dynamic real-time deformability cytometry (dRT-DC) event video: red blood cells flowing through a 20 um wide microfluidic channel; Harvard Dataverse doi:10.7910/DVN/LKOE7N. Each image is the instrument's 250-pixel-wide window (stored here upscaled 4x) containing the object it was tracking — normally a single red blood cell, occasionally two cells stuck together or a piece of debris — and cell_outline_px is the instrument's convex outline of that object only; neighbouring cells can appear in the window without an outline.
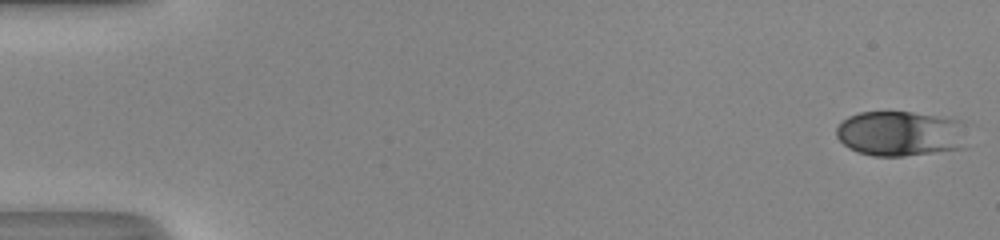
{"species": "human", "species_latin": "Homo sapiens", "temperature_condition": "room temperature", "stored_images_in_passage": 51, "camera_frame_rate_fps": 3000, "um_per_image_px": 0.085, "donor": {"sex": "male"}, "frame": {"image": 1, "passage_image": 1, "time_ms": 0.0, "image_size_px": [1000, 240], "cell_outline_px": [[968, 148], [904, 156], [872, 156], [856, 152], [848, 148], [836, 136], [836, 128], [848, 116], [860, 112], [912, 112], [960, 120]], "centroid_in_image_um": [76.53, 11.37], "position_along_channel_um": 8.5, "area_um2": 34.62}}
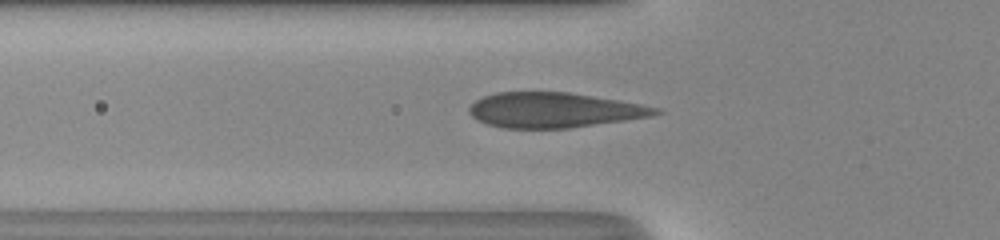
{"frame": {"image": 2, "passage_image": 19, "time_ms": 6.0, "image_size_px": [1000, 240], "cell_outline_px": [[664, 112], [652, 116], [568, 128], [504, 128], [488, 124], [476, 120], [468, 112], [468, 108], [476, 100], [484, 96], [496, 92], [568, 92], [620, 100], [660, 108]], "centroid_in_image_um": [47.09, 9.35], "position_along_channel_um": 78.7, "area_um2": 37.97}}
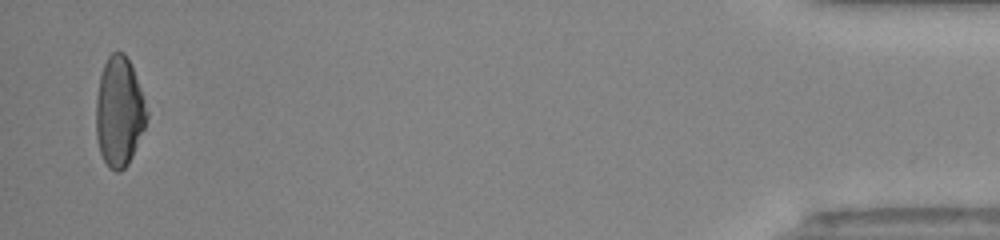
{"frame": {"image": 3, "passage_image": 50, "time_ms": 16.333, "image_size_px": [1000, 240], "cell_outline_px": [[148, 116], [144, 128], [132, 156], [128, 164], [120, 172], [116, 172], [108, 168], [100, 152], [96, 136], [96, 100], [100, 76], [104, 64], [108, 56], [112, 52], [124, 52], [132, 68], [140, 88], [148, 112]], "centroid_in_image_um": [10.12, 9.53], "position_along_channel_um": 425.1, "area_um2": 32.25}, "authors_computed_cell_mechanics": {"area_um2": 37.3966, "velocity_mm_per_s": 4.1729, "shape_relaxation_time_tau1_ms": 3.3868, "shape_relaxation_time_tau2_ms": null, "deformation_change_tau1": 0.1571, "deformation_change_tau2": null}}